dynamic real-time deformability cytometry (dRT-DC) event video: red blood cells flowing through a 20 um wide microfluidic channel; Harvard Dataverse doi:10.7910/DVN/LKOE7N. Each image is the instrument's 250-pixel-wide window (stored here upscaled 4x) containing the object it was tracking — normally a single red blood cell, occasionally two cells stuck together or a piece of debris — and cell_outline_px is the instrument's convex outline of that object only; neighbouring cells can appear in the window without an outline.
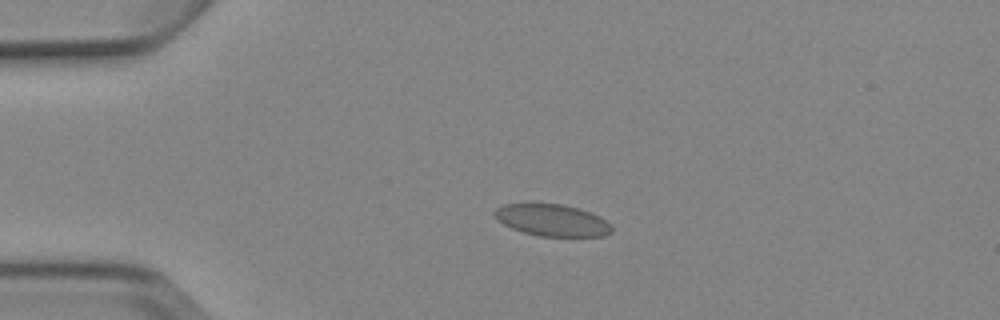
{"species": "Egyptian fruit bat (a non-hibernating species)", "species_latin": "Rousettus aegyptiacus", "temperature_condition": "cold", "stored_images_in_passage": 5, "camera_frame_rate_fps": 3000, "um_per_image_px": 0.085, "animal": {"sex": "female"}, "frame": {"image": 1, "passage_image": 4, "time_ms": 3.333, "image_size_px": [1000, 320], "cell_outline_px": [[612, 232], [604, 236], [540, 236], [524, 232], [512, 228], [504, 224], [492, 212], [496, 208], [504, 204], [564, 204], [580, 208], [600, 216], [612, 224]], "centroid_in_image_um": [46.99, 18.71], "position_along_channel_um": 38.0, "area_um2": 21.68}}